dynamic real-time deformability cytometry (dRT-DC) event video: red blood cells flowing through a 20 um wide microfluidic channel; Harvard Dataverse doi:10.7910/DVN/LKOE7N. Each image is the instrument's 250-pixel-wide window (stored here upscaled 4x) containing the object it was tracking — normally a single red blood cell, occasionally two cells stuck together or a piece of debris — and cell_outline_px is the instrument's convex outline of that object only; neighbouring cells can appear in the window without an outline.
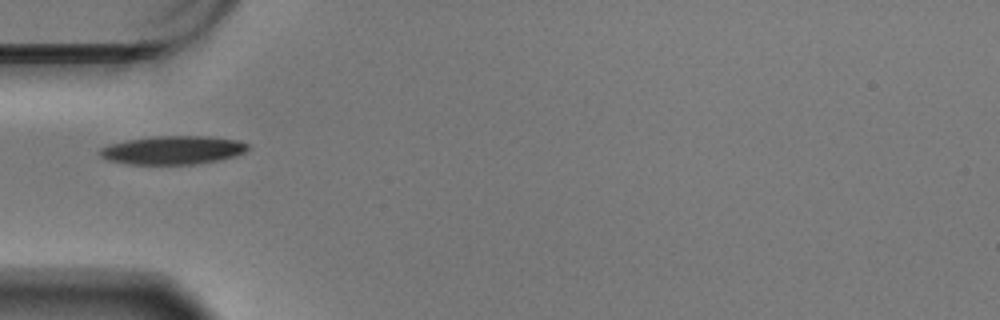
{"species": "Egyptian fruit bat (a non-hibernating species)", "species_latin": "Rousettus aegyptiacus", "temperature_condition": "warm", "stored_images_in_passage": 24, "camera_frame_rate_fps": 3000, "um_per_image_px": 0.085, "animal": {"sex": "male"}, "frame": {"image": 1, "passage_image": 1, "time_ms": 0.0, "image_size_px": [1000, 320], "cell_outline_px": [[248, 148], [244, 152], [236, 156], [216, 160], [192, 164], [128, 164], [108, 160], [100, 156], [96, 152], [100, 148], [108, 144], [128, 140], [156, 136], [212, 136], [236, 140], [248, 144]], "centroid_in_image_um": [14.64, 12.75], "position_along_channel_um": 70.4, "area_um2": 24.51}}
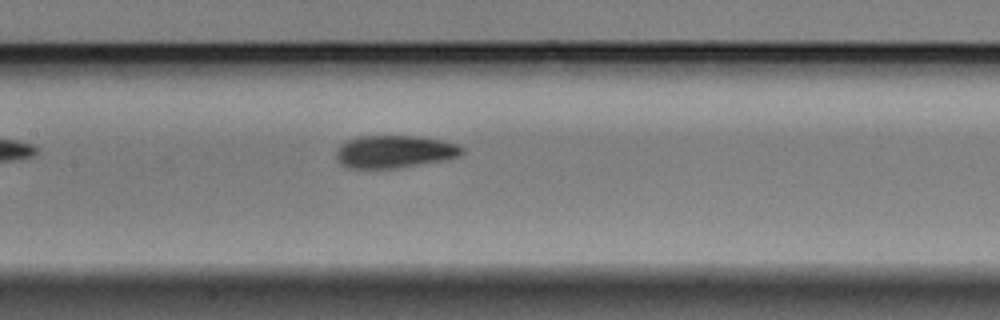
{"frame": {"image": 2, "passage_image": 10, "time_ms": 3.0, "image_size_px": [1000, 320], "cell_outline_px": [[464, 152], [460, 156], [448, 160], [396, 168], [348, 168], [340, 164], [336, 160], [336, 148], [340, 144], [356, 136], [416, 136], [440, 140], [456, 144], [464, 148]], "centroid_in_image_um": [33.52, 12.89], "position_along_channel_um": 173.9, "area_um2": 24.16}}
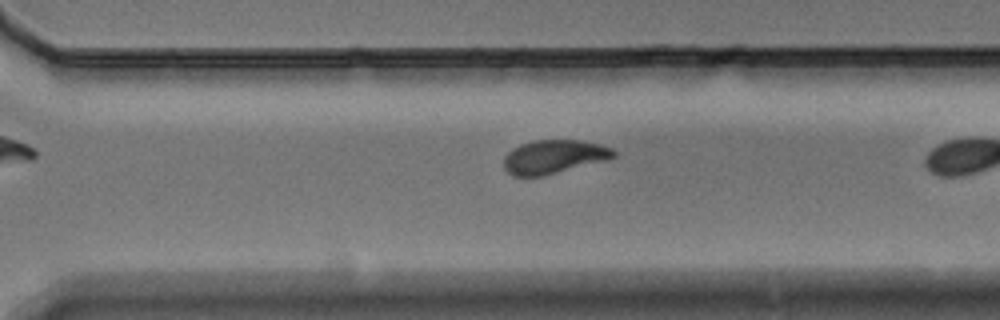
{"frame": {"image": 3, "passage_image": 20, "time_ms": 6.333, "image_size_px": [1000, 320], "cell_outline_px": [[616, 156], [604, 160], [544, 176], [512, 176], [504, 168], [504, 156], [512, 148], [520, 144], [532, 140], [580, 140], [600, 144], [612, 148], [616, 152]], "centroid_in_image_um": [47.04, 13.32], "position_along_channel_um": 323.6, "area_um2": 21.56}}